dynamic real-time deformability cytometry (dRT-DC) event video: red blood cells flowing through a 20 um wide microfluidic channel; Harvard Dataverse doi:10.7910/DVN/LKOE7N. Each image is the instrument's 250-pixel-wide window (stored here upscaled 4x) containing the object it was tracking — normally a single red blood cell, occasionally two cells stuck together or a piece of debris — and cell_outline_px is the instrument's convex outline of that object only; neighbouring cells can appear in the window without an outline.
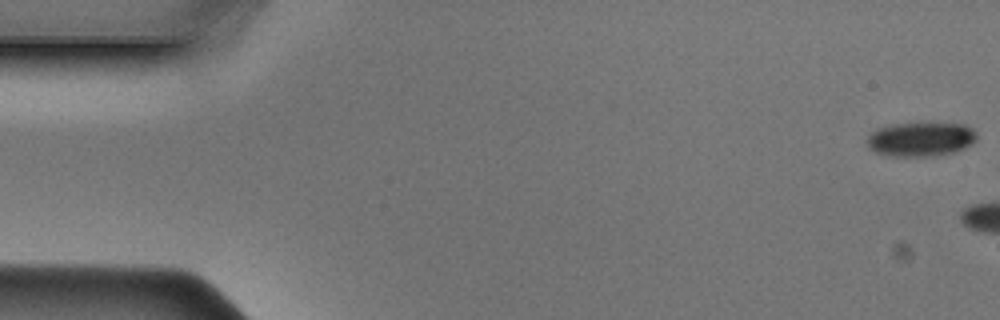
{"species": "Egyptian fruit bat (a non-hibernating species)", "species_latin": "Rousettus aegyptiacus", "temperature_condition": "cold", "stored_images_in_passage": 7, "camera_frame_rate_fps": 3000, "um_per_image_px": 0.085, "animal": {"sex": "male"}, "frame": {"image": 1, "passage_image": 1, "time_ms": 0.0, "image_size_px": [1000, 320], "cell_outline_px": [[976, 140], [972, 144], [964, 148], [952, 152], [924, 156], [888, 156], [876, 152], [868, 148], [868, 136], [876, 128], [892, 124], [964, 124], [972, 128], [976, 132]], "centroid_in_image_um": [78.24, 11.83], "position_along_channel_um": 6.8, "area_um2": 21.56}}